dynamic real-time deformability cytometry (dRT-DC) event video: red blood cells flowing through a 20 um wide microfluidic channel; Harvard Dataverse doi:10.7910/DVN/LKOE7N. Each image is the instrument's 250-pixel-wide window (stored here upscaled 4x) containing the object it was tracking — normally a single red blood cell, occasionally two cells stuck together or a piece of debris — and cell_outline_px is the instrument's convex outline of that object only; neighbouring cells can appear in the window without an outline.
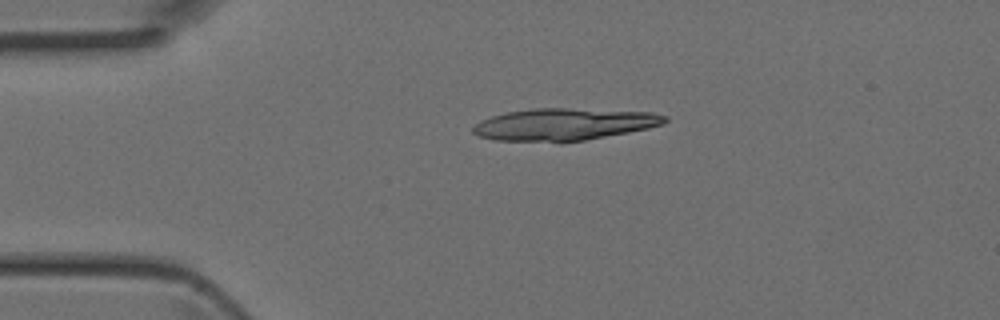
{"species": "Egyptian fruit bat (a non-hibernating species)", "species_latin": "Rousettus aegyptiacus", "temperature_condition": "room temperature", "stored_images_in_passage": 3, "camera_frame_rate_fps": 3000, "um_per_image_px": 0.085, "animal": {"sex": "female"}, "frame": {"image": 1, "passage_image": 1, "time_ms": 0.0, "image_size_px": [1000, 320], "cell_outline_px": [[668, 120], [664, 124], [648, 128], [628, 132], [584, 140], [496, 140], [480, 136], [472, 132], [472, 128], [480, 120], [492, 116], [508, 112], [532, 108], [568, 108], [652, 112], [668, 116]], "centroid_in_image_um": [47.99, 10.54], "position_along_channel_um": 37.0, "area_um2": 35.14}}